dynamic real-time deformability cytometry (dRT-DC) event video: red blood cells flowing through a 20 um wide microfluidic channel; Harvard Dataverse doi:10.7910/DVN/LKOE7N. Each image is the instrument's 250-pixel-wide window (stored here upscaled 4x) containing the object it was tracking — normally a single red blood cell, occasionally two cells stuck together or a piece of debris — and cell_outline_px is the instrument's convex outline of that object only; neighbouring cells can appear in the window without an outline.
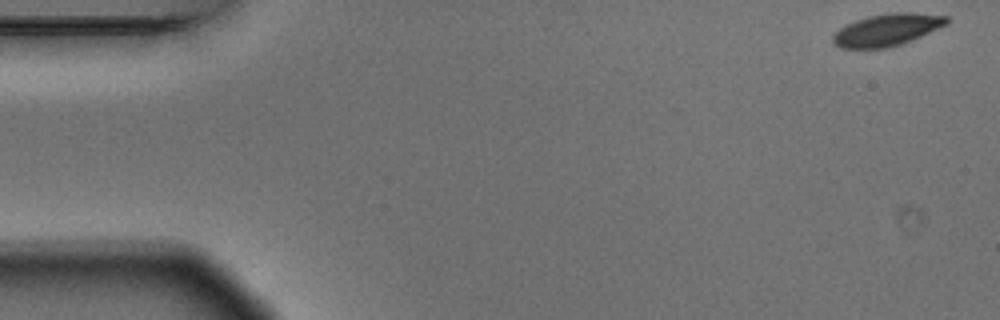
{"species": "Egyptian fruit bat (a non-hibernating species)", "species_latin": "Rousettus aegyptiacus", "temperature_condition": "warm", "stored_images_in_passage": 4, "camera_frame_rate_fps": 3000, "um_per_image_px": 0.085, "animal": {"sex": "male"}, "frame": {"image": 1, "passage_image": 1, "time_ms": 0.0, "image_size_px": [1000, 320], "cell_outline_px": [[948, 24], [912, 40], [888, 48], [840, 48], [832, 44], [832, 36], [840, 28], [856, 20], [868, 16], [892, 12], [908, 12], [948, 16]], "centroid_in_image_um": [75.39, 2.54], "position_along_channel_um": 9.6, "area_um2": 21.21}}
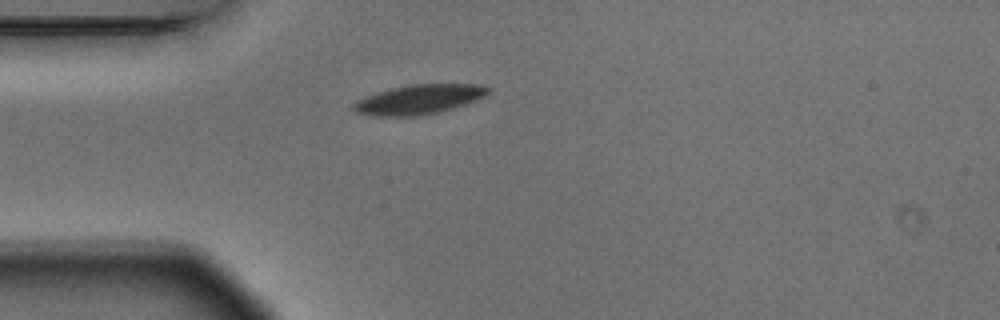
{"frame": {"image": 2, "passage_image": 4, "time_ms": 1.0, "image_size_px": [1000, 320], "cell_outline_px": [[492, 88], [484, 96], [476, 100], [464, 104], [436, 112], [420, 116], [368, 116], [356, 112], [352, 108], [352, 104], [356, 100], [364, 96], [376, 92], [408, 84], [480, 84]], "centroid_in_image_um": [35.55, 8.44], "position_along_channel_um": 49.4, "area_um2": 23.24}}